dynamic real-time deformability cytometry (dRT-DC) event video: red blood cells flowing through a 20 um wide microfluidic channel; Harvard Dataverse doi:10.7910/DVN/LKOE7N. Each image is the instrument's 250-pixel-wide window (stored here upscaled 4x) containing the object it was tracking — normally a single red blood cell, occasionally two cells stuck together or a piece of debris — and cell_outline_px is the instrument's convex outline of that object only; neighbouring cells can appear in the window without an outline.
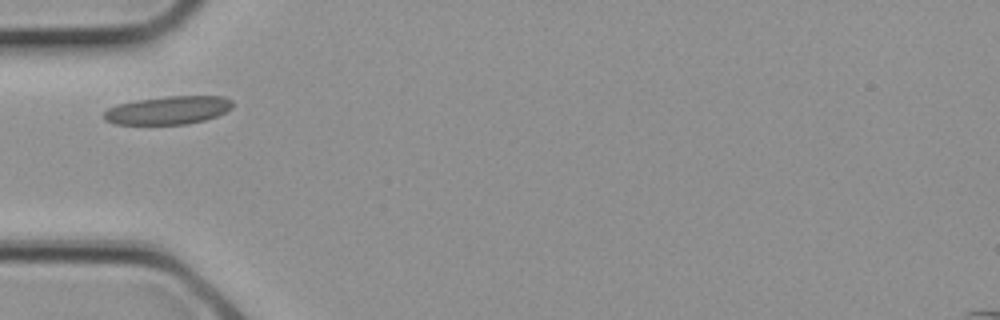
{"species": "common noctule bat (a hibernating species)", "species_latin": "Nyctalus noctula", "temperature_condition": "cold", "stored_images_in_passage": 1, "camera_frame_rate_fps": 3000, "um_per_image_px": 0.085, "animal": {"sex": "female", "body_mass_g": 21.9}, "frame": {"image": 1, "passage_image": 1, "time_ms": 0.0, "image_size_px": [1000, 320], "cell_outline_px": [[232, 108], [216, 116], [204, 120], [188, 124], [116, 124], [104, 120], [104, 112], [108, 108], [116, 104], [136, 100], [168, 96], [224, 96], [232, 100]], "centroid_in_image_um": [14.28, 9.36], "position_along_channel_um": 70.7, "area_um2": 21.15}}